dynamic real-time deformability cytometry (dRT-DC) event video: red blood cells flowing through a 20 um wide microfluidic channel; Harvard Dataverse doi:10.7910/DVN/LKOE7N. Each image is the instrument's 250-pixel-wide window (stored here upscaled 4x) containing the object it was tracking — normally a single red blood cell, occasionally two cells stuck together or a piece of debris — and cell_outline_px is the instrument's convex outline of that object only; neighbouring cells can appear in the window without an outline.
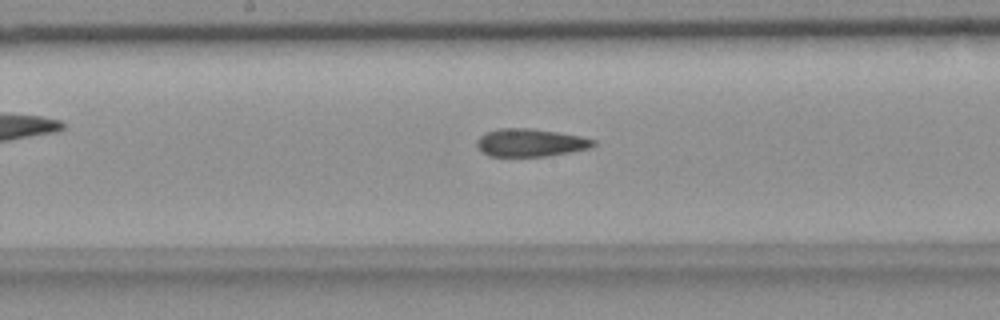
{"species": "common noctule bat (a hibernating species)", "species_latin": "Nyctalus noctula", "temperature_condition": "room temperature", "stored_images_in_passage": 54, "camera_frame_rate_fps": 3000, "um_per_image_px": 0.085, "animal": {"sex": "female", "body_mass_g": 18.4}, "frame": {"image": 1, "passage_image": 29, "time_ms": 9.333, "image_size_px": [1000, 320], "cell_outline_px": [[596, 144], [592, 148], [544, 156], [488, 156], [476, 144], [476, 140], [484, 132], [496, 128], [528, 128], [556, 132], [580, 136], [596, 140]], "centroid_in_image_um": [45.07, 12.11], "position_along_channel_um": 203.1, "area_um2": 18.84}}
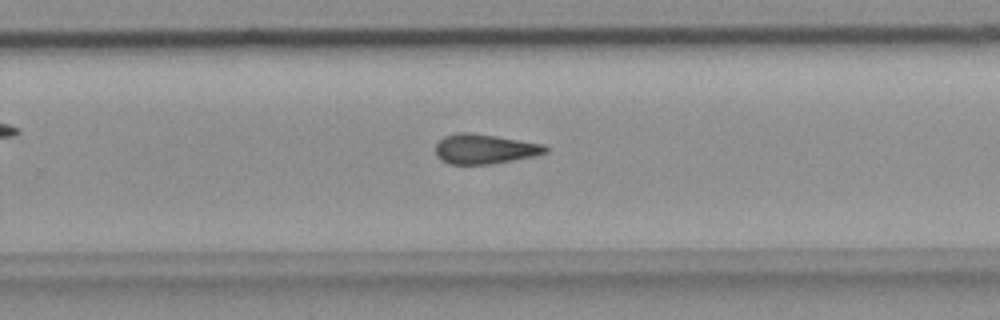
{"frame": {"image": 2, "passage_image": 36, "time_ms": 11.667, "image_size_px": [1000, 320], "cell_outline_px": [[548, 152], [532, 156], [488, 164], [448, 164], [440, 160], [436, 156], [436, 144], [444, 136], [456, 132], [472, 132], [544, 144], [548, 148]], "centroid_in_image_um": [41.15, 12.65], "position_along_channel_um": 288.7, "area_um2": 19.02}}
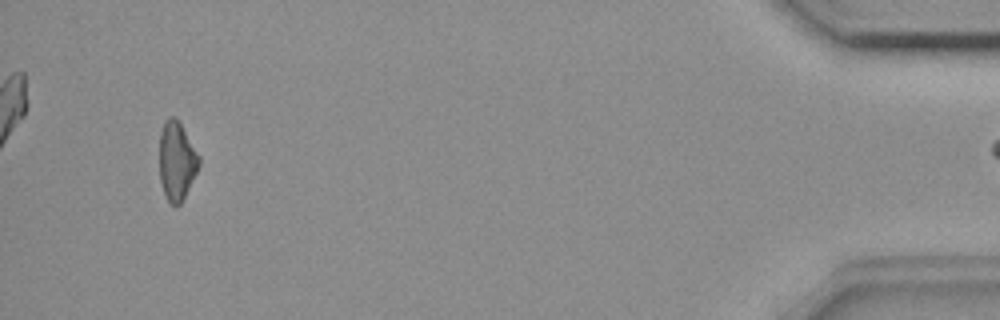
{"frame": {"image": 3, "passage_image": 53, "time_ms": 17.333, "image_size_px": [1000, 320], "cell_outline_px": [[200, 164], [180, 204], [176, 208], [168, 204], [160, 180], [160, 132], [164, 120], [168, 116], [176, 116], [200, 156]], "centroid_in_image_um": [15.01, 13.67], "position_along_channel_um": 420.2, "area_um2": 18.21}}